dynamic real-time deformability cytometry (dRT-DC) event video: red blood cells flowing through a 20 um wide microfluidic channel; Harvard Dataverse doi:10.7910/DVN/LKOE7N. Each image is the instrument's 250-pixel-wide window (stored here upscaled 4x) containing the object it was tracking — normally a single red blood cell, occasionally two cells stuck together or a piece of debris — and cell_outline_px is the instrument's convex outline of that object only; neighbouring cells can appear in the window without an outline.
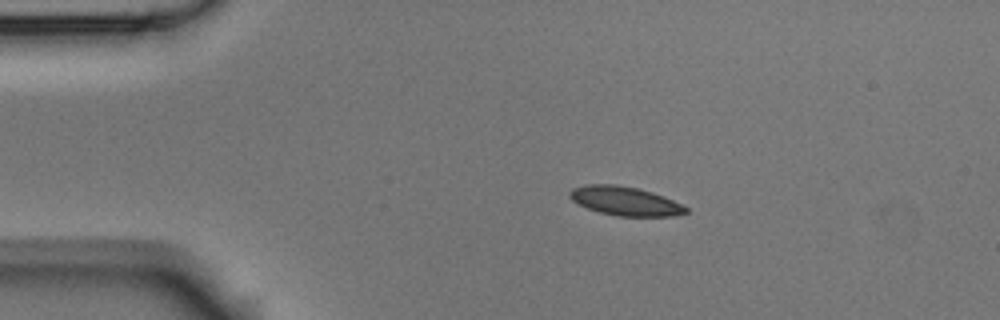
{"species": "Egyptian fruit bat (a non-hibernating species)", "species_latin": "Rousettus aegyptiacus", "temperature_condition": "room temperature", "stored_images_in_passage": 6, "camera_frame_rate_fps": 3000, "um_per_image_px": 0.085, "animal": {"sex": "male"}, "frame": {"image": 1, "passage_image": 3, "time_ms": 2.333, "image_size_px": [1000, 320], "cell_outline_px": [[688, 212], [672, 216], [616, 216], [600, 212], [588, 208], [572, 200], [568, 196], [568, 192], [572, 188], [584, 184], [616, 184], [636, 188], [652, 192], [664, 196], [688, 208]], "centroid_in_image_um": [53.1, 17.08], "position_along_channel_um": 31.9, "area_um2": 19.54}}
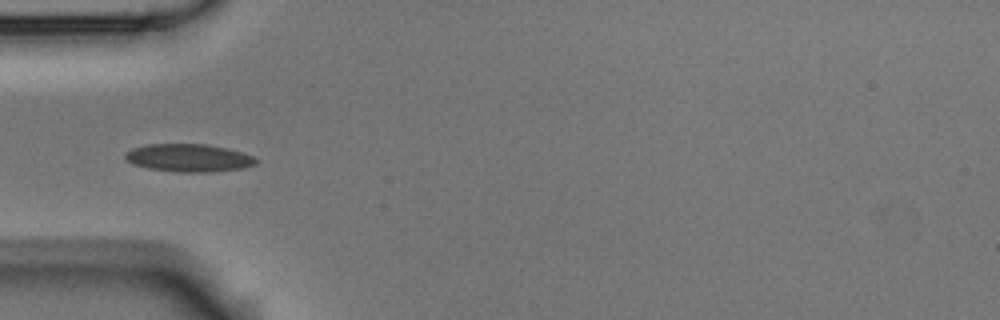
{"frame": {"image": 2, "passage_image": 5, "time_ms": 4.667, "image_size_px": [1000, 320], "cell_outline_px": [[256, 164], [244, 168], [212, 172], [176, 172], [148, 168], [132, 164], [124, 156], [124, 152], [132, 148], [148, 144], [208, 144], [228, 148], [252, 156], [256, 160]], "centroid_in_image_um": [16.02, 13.42], "position_along_channel_um": 69.0, "area_um2": 21.27}}
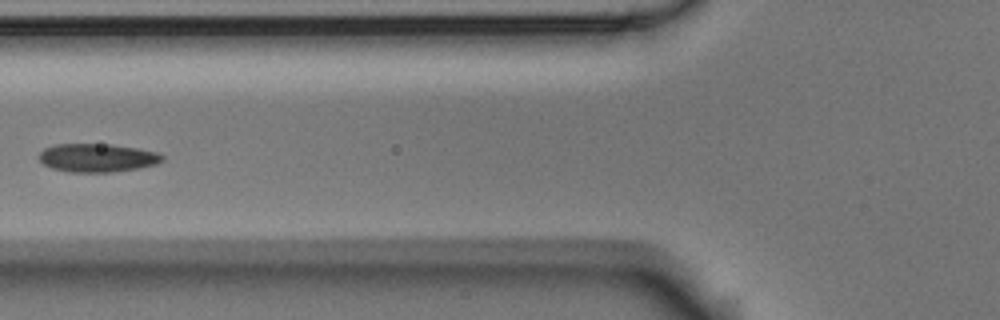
{"frame": {"image": 3, "passage_image": 6, "time_ms": 6.0, "image_size_px": [1000, 320], "cell_outline_px": [[164, 160], [156, 164], [140, 168], [112, 172], [68, 172], [52, 168], [44, 164], [40, 160], [40, 152], [44, 148], [56, 144], [112, 144], [136, 148], [156, 152], [164, 156]], "centroid_in_image_um": [8.28, 13.41], "position_along_channel_um": 117.5, "area_um2": 20.4}}